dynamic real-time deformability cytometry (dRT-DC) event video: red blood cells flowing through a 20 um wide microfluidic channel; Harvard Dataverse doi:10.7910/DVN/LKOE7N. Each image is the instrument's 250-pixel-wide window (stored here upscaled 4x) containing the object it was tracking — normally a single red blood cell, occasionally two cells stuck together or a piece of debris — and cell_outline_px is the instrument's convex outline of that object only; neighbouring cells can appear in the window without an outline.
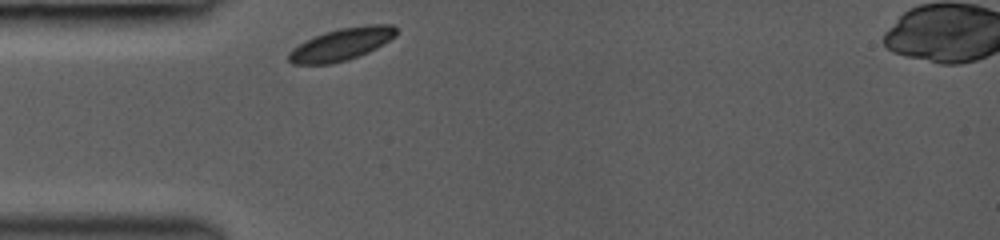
{"species": "common noctule bat (a hibernating species)", "species_latin": "Nyctalus noctula", "temperature_condition": "room temperature", "stored_images_in_passage": 28, "camera_frame_rate_fps": 3000, "um_per_image_px": 0.085, "animal": {"sex": "female", "body_mass_g": 19.0, "forearm_length_mm": 53.3}, "frame": {"image": 1, "passage_image": 1, "time_ms": 0.0, "image_size_px": [1000, 240], "cell_outline_px": [[396, 36], [376, 48], [368, 52], [348, 60], [332, 64], [292, 64], [288, 60], [288, 52], [292, 48], [304, 40], [324, 32], [340, 28], [372, 24], [392, 24], [396, 28]], "centroid_in_image_um": [29.0, 3.76], "position_along_channel_um": 56.0, "area_um2": 20.35}}
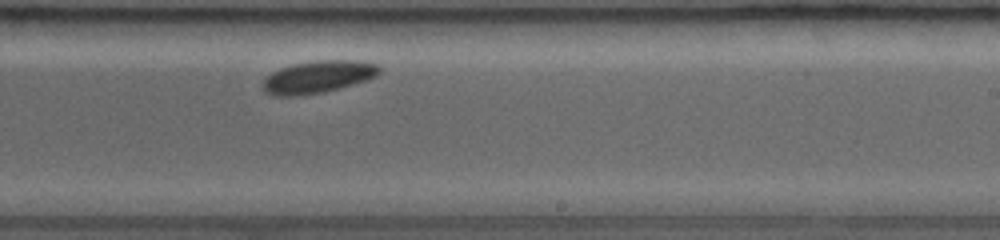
{"frame": {"image": 2, "passage_image": 17, "time_ms": 5.333, "image_size_px": [1000, 240], "cell_outline_px": [[384, 68], [376, 76], [368, 80], [324, 92], [296, 96], [276, 96], [264, 92], [264, 80], [272, 72], [280, 68], [292, 64], [316, 60], [356, 60], [380, 64]], "centroid_in_image_um": [27.09, 6.52], "position_along_channel_um": 261.9, "area_um2": 22.14}}
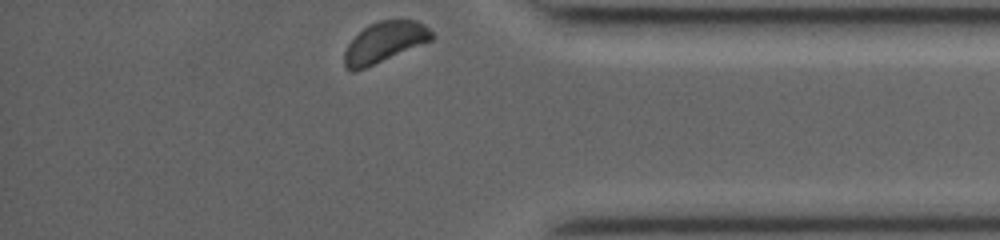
{"frame": {"image": 3, "passage_image": 28, "time_ms": 9.0, "image_size_px": [1000, 240], "cell_outline_px": [[436, 36], [432, 40], [364, 68], [352, 72], [344, 68], [344, 52], [348, 44], [364, 28], [380, 20], [416, 20], [424, 24]], "centroid_in_image_um": [32.69, 3.59], "position_along_channel_um": 402.5, "area_um2": 20.35}, "authors_computed_cell_mechanics": {"area_um2": 21.1548, "velocity_mm_per_s": 3.97, "shape_relaxation_time_tau1_ms": 1.0062, "shape_relaxation_time_tau2_ms": 9.3631, "deformation_change_tau1": 0.0312, "deformation_change_tau2": 0.0864}}